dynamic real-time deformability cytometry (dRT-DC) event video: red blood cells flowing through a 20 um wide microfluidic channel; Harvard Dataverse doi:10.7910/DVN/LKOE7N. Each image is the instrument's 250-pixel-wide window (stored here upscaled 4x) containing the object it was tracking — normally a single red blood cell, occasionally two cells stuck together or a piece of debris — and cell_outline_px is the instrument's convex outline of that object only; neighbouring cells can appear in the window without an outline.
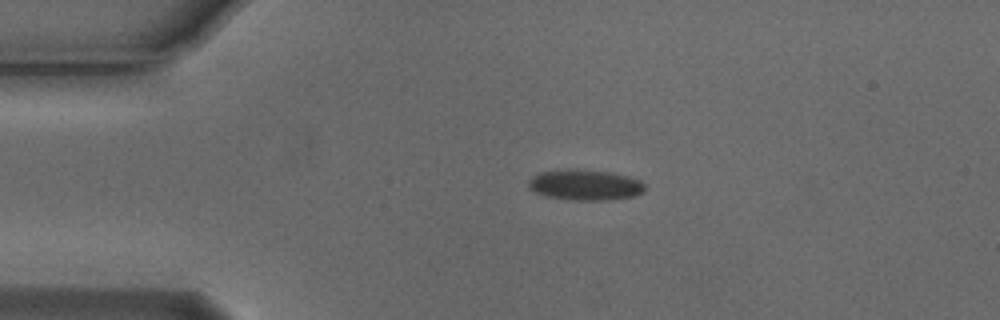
{"species": "Egyptian fruit bat (a non-hibernating species)", "species_latin": "Rousettus aegyptiacus", "temperature_condition": "cold", "stored_images_in_passage": 5, "camera_frame_rate_fps": 3000, "um_per_image_px": 0.085, "animal": {"sex": "male"}, "frame": {"image": 1, "passage_image": 3, "time_ms": 0.667, "image_size_px": [1000, 320], "cell_outline_px": [[644, 192], [632, 196], [608, 200], [572, 200], [548, 196], [536, 192], [528, 188], [528, 180], [532, 176], [540, 172], [568, 168], [572, 168], [612, 172], [628, 176], [640, 180], [644, 184]], "centroid_in_image_um": [49.72, 15.7], "position_along_channel_um": 35.3, "area_um2": 20.92}}
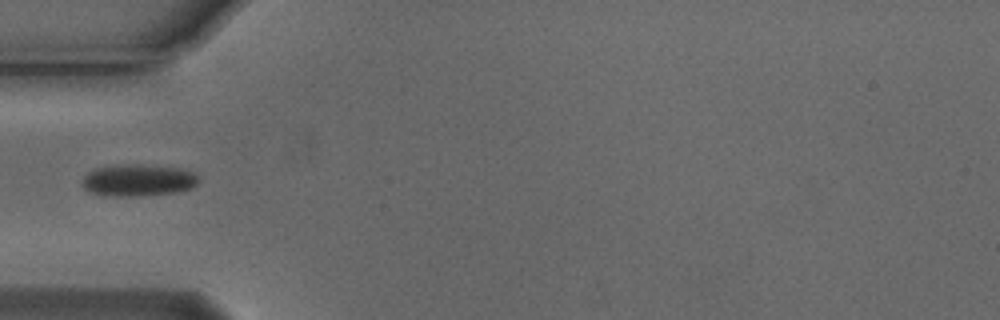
{"frame": {"image": 2, "passage_image": 4, "time_ms": 1.0, "image_size_px": [1000, 320], "cell_outline_px": [[200, 180], [192, 188], [176, 192], [140, 196], [116, 196], [88, 192], [80, 184], [84, 176], [92, 168], [120, 164], [140, 164], [180, 168], [196, 172]], "centroid_in_image_um": [11.74, 15.3], "position_along_channel_um": 73.3, "area_um2": 22.02}}
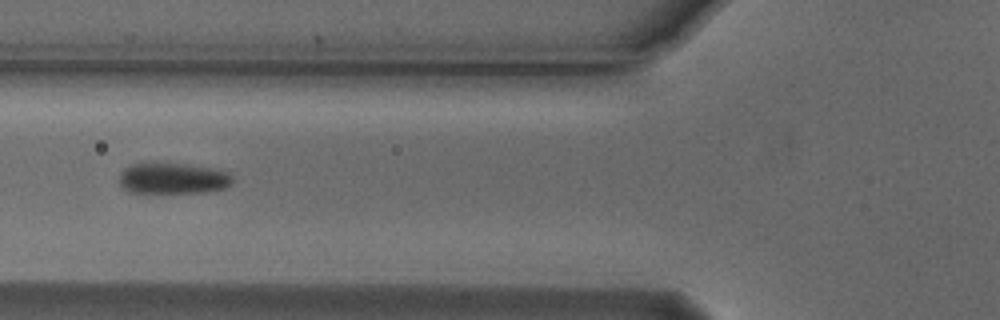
{"frame": {"image": 3, "passage_image": 5, "time_ms": 1.333, "image_size_px": [1000, 320], "cell_outline_px": [[232, 184], [224, 188], [204, 192], [128, 192], [120, 184], [120, 172], [124, 168], [132, 164], [144, 160], [156, 160], [216, 168], [228, 172], [232, 176]], "centroid_in_image_um": [14.66, 15.1], "position_along_channel_um": 111.1, "area_um2": 21.21}}